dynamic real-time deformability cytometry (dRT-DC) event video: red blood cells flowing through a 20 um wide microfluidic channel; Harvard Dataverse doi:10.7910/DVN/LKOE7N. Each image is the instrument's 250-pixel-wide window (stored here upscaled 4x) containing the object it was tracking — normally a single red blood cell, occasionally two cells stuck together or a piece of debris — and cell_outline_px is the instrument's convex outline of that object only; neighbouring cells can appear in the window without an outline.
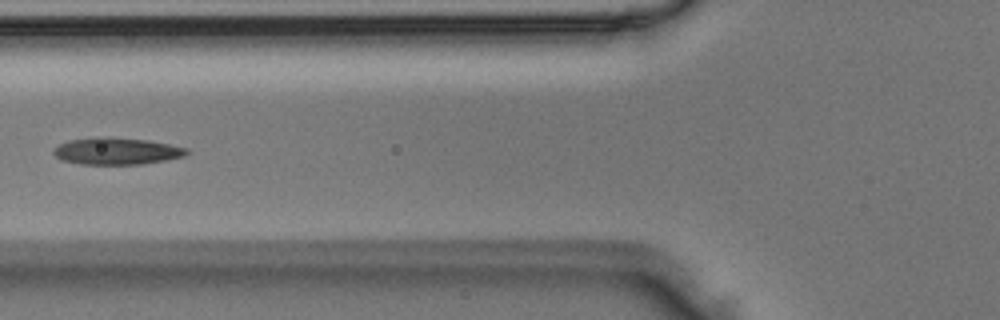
{"species": "Egyptian fruit bat (a non-hibernating species)", "species_latin": "Rousettus aegyptiacus", "temperature_condition": "room temperature", "stored_images_in_passage": 6, "camera_frame_rate_fps": 3000, "um_per_image_px": 0.085, "animal": {"sex": "male"}, "frame": {"image": 1, "passage_image": 5, "time_ms": 1.333, "image_size_px": [1000, 320], "cell_outline_px": [[188, 152], [184, 156], [164, 160], [140, 164], [80, 164], [60, 160], [52, 152], [60, 144], [68, 140], [96, 136], [108, 136], [148, 140], [188, 148]], "centroid_in_image_um": [9.88, 12.83], "position_along_channel_um": 115.9, "area_um2": 20.92}}